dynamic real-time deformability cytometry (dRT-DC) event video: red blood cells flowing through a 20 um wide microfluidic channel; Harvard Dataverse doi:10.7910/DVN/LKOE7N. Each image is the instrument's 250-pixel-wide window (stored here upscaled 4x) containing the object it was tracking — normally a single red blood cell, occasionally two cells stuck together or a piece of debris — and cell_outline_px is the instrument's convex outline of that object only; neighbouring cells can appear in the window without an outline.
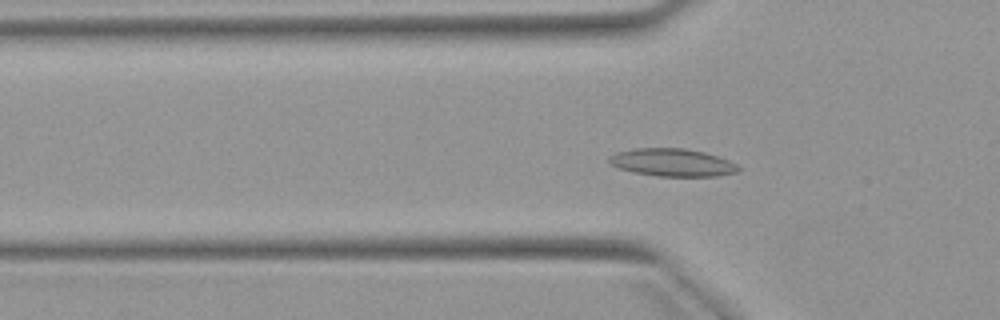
{"species": "Egyptian fruit bat (a non-hibernating species)", "species_latin": "Rousettus aegyptiacus", "temperature_condition": "warm", "stored_images_in_passage": 4, "camera_frame_rate_fps": 3000, "um_per_image_px": 0.085, "animal": {"sex": "female"}, "frame": {"image": 1, "passage_image": 4, "time_ms": 3.667, "image_size_px": [1000, 320], "cell_outline_px": [[740, 168], [736, 172], [716, 176], [656, 176], [632, 172], [616, 168], [608, 164], [608, 156], [616, 152], [636, 148], [684, 148], [704, 152], [728, 160], [736, 164]], "centroid_in_image_um": [57.06, 13.81], "position_along_channel_um": 68.7, "area_um2": 20.98}}